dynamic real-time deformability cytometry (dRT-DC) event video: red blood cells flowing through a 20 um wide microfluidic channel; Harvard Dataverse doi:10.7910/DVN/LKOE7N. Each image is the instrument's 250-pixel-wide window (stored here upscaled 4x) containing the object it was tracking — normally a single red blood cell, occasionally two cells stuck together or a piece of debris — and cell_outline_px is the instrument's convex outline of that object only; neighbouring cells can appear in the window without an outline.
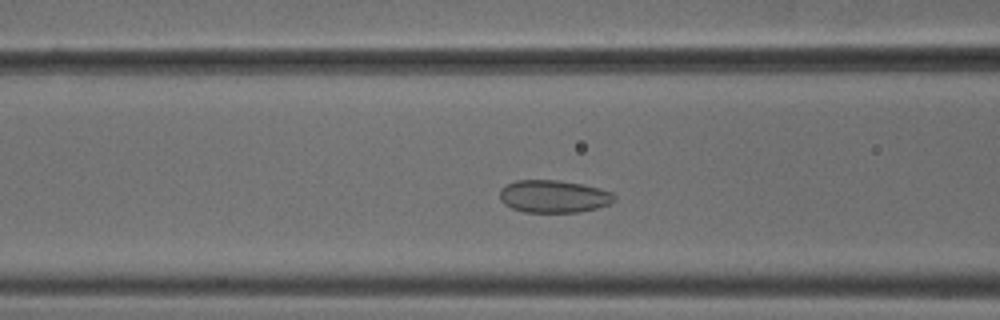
{"species": "common noctule bat (a hibernating species)", "species_latin": "Nyctalus noctula", "temperature_condition": "cold", "stored_images_in_passage": 47, "camera_frame_rate_fps": 3000, "um_per_image_px": 0.085, "animal": {"sex": "male", "body_mass_g": 18.8}, "frame": {"image": 1, "passage_image": 14, "time_ms": 4.333, "image_size_px": [1000, 320], "cell_outline_px": [[616, 200], [608, 204], [596, 208], [580, 212], [524, 212], [512, 208], [504, 204], [500, 200], [500, 188], [516, 180], [556, 180], [584, 184], [600, 188], [612, 192], [616, 196]], "centroid_in_image_um": [47.07, 16.69], "position_along_channel_um": 119.5, "area_um2": 21.85}}
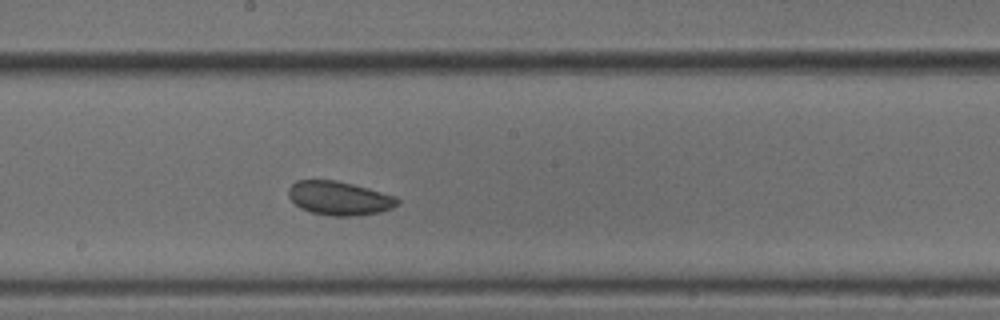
{"frame": {"image": 2, "passage_image": 22, "time_ms": 7.0, "image_size_px": [1000, 320], "cell_outline_px": [[400, 200], [392, 208], [380, 212], [352, 216], [328, 216], [312, 212], [300, 208], [288, 196], [288, 188], [296, 180], [336, 180], [368, 188], [396, 196]], "centroid_in_image_um": [28.82, 16.85], "position_along_channel_um": 219.4, "area_um2": 21.44}}
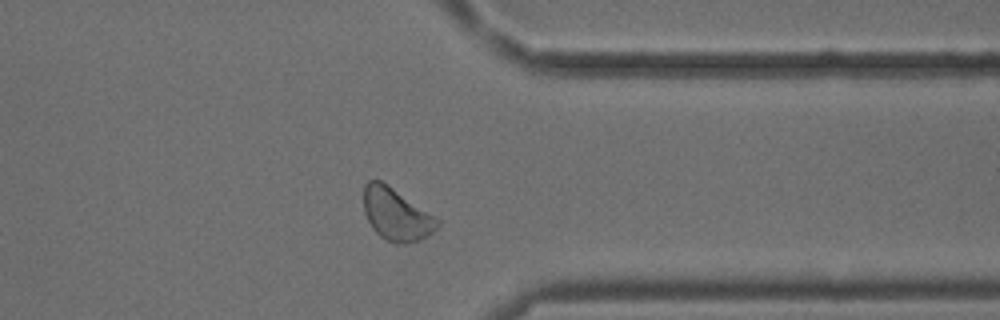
{"frame": {"image": 3, "passage_image": 35, "time_ms": 11.333, "image_size_px": [1000, 320], "cell_outline_px": [[440, 224], [428, 236], [420, 240], [408, 244], [396, 244], [380, 236], [372, 228], [364, 212], [364, 184], [368, 180], [380, 180], [436, 216], [440, 220]], "centroid_in_image_um": [33.69, 18.24], "position_along_channel_um": 377.7, "area_um2": 22.43}, "authors_computed_cell_mechanics": {"area_um2": 22.1374, "velocity_mm_per_s": 3.7468, "shape_relaxation_time_tau1_ms": null, "shape_relaxation_time_tau2_ms": 3.8556, "deformation_change_tau1": null, "deformation_change_tau2": 0.0603}}